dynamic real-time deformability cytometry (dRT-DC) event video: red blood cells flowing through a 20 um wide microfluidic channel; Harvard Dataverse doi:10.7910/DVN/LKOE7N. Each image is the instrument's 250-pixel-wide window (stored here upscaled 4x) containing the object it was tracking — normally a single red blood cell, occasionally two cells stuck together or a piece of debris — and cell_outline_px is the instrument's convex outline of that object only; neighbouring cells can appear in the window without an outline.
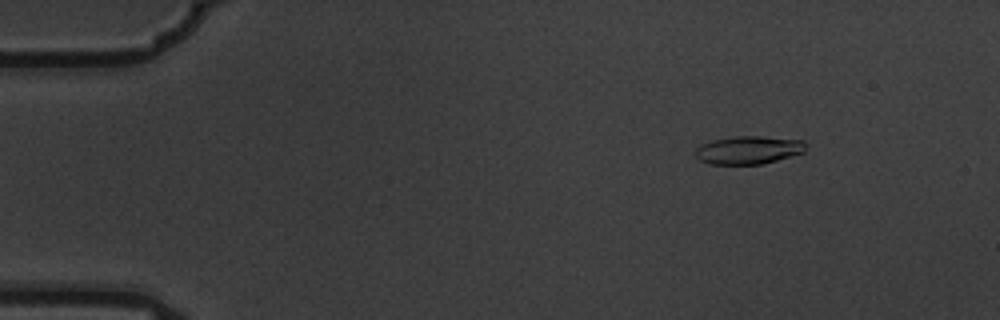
{"species": "common noctule bat (a hibernating species)", "species_latin": "Nyctalus noctula", "temperature_condition": "warm", "stored_images_in_passage": 5, "camera_frame_rate_fps": 3000, "um_per_image_px": 0.085, "animal": {"sex": "male", "body_mass_g": 19.5, "forearm_length_mm": 54.6}, "frame": {"image": 1, "passage_image": 2, "time_ms": 0.333, "image_size_px": [1000, 320], "cell_outline_px": [[804, 152], [776, 160], [760, 164], [712, 164], [700, 160], [696, 156], [696, 148], [700, 144], [712, 140], [736, 136], [760, 136], [804, 140]], "centroid_in_image_um": [63.6, 12.74], "position_along_channel_um": 21.4, "area_um2": 17.86}}